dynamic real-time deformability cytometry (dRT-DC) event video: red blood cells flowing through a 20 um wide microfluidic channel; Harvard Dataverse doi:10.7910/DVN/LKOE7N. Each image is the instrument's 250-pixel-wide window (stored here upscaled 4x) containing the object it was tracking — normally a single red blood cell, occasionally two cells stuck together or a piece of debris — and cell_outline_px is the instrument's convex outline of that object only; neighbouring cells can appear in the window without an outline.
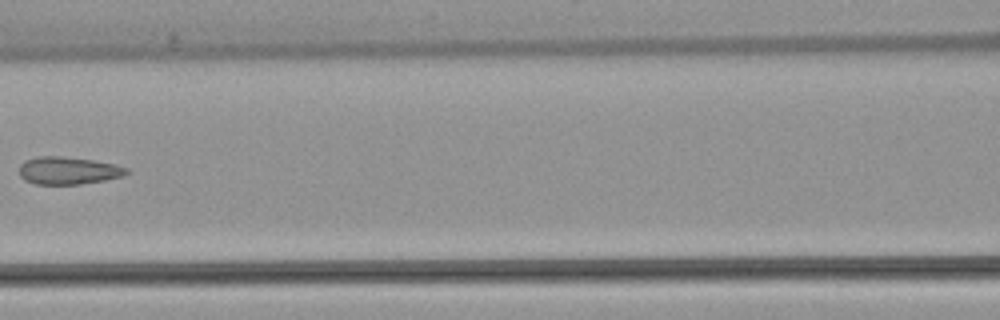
{"species": "common noctule bat (a hibernating species)", "species_latin": "Nyctalus noctula", "temperature_condition": "warm", "stored_images_in_passage": 7, "camera_frame_rate_fps": 3000, "um_per_image_px": 0.085, "animal": {"sex": "female", "body_mass_g": 22.7, "forearm_length_mm": 54.2}, "frame": {"image": 1, "passage_image": 6, "time_ms": 7.0, "image_size_px": [1000, 320], "cell_outline_px": [[128, 172], [124, 176], [104, 180], [80, 184], [36, 184], [24, 180], [20, 176], [20, 164], [24, 160], [36, 156], [60, 156], [92, 160], [116, 164], [128, 168]], "centroid_in_image_um": [5.79, 14.49], "position_along_channel_um": 160.8, "area_um2": 17.28}}
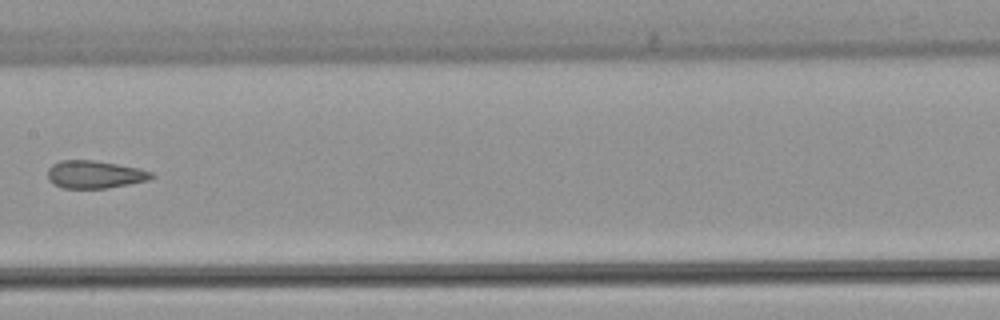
{"frame": {"image": 2, "passage_image": 7, "time_ms": 8.0, "image_size_px": [1000, 320], "cell_outline_px": [[156, 176], [148, 180], [108, 188], [64, 188], [52, 184], [48, 180], [48, 168], [52, 164], [60, 160], [92, 160], [140, 168], [152, 172]], "centroid_in_image_um": [8.04, 14.83], "position_along_channel_um": 199.4, "area_um2": 16.82}}